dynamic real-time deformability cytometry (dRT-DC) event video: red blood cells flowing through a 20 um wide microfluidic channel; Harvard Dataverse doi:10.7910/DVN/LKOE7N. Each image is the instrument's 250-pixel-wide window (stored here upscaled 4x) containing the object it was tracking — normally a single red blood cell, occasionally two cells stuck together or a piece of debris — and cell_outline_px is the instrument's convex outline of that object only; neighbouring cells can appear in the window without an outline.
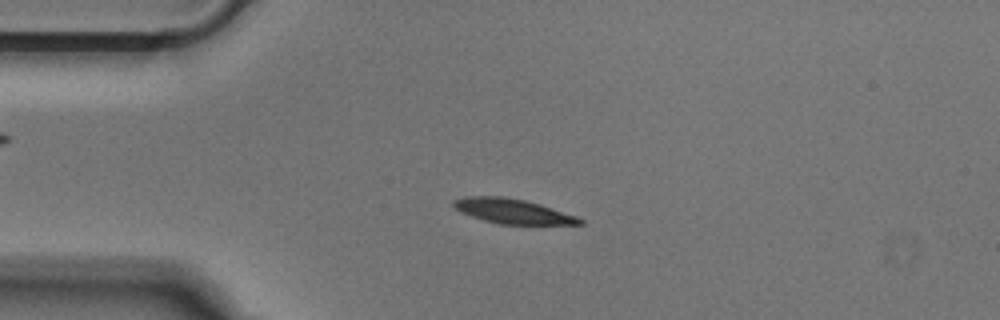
{"species": "Egyptian fruit bat (a non-hibernating species)", "species_latin": "Rousettus aegyptiacus", "temperature_condition": "cold", "stored_images_in_passage": 52, "camera_frame_rate_fps": 3000, "um_per_image_px": 0.085, "animal": {"sex": "male"}, "frame": {"image": 1, "passage_image": 12, "time_ms": 3.667, "image_size_px": [1000, 320], "cell_outline_px": [[584, 224], [500, 224], [484, 220], [460, 212], [452, 204], [452, 200], [464, 196], [504, 196], [524, 200], [540, 204], [576, 216], [584, 220]], "centroid_in_image_um": [43.55, 17.94], "position_along_channel_um": 41.5, "area_um2": 18.09}}
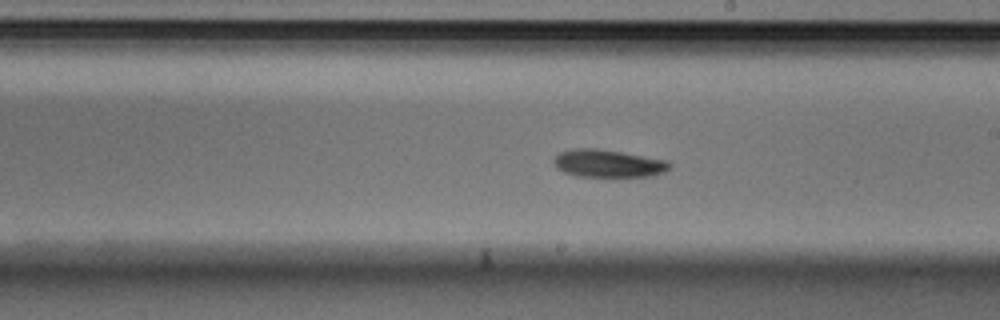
{"frame": {"image": 2, "passage_image": 29, "time_ms": 9.333, "image_size_px": [1000, 320], "cell_outline_px": [[672, 164], [664, 172], [652, 176], [576, 176], [564, 172], [556, 168], [552, 160], [560, 152], [576, 148], [596, 148], [668, 160]], "centroid_in_image_um": [51.68, 13.89], "position_along_channel_um": 237.3, "area_um2": 18.55}}
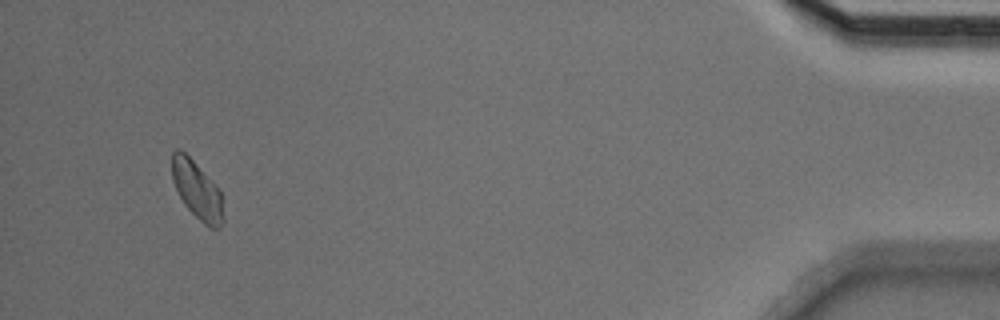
{"frame": {"image": 3, "passage_image": 49, "time_ms": 16.0, "image_size_px": [1000, 320], "cell_outline_px": [[224, 220], [220, 228], [208, 228], [184, 204], [172, 180], [172, 152], [176, 148], [180, 148], [192, 160], [224, 196]], "centroid_in_image_um": [16.78, 16.2], "position_along_channel_um": 418.4, "area_um2": 17.22}}